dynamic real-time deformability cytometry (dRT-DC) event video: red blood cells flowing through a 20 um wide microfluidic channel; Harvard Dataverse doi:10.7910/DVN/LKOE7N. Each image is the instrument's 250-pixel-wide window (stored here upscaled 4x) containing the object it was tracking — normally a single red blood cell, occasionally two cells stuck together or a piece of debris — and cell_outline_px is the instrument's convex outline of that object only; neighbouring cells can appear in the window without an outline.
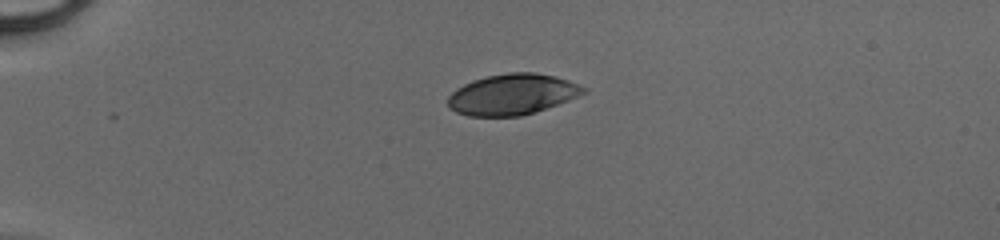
{"species": "human", "species_latin": "Homo sapiens", "temperature_condition": "cold", "stored_images_in_passage": 37, "camera_frame_rate_fps": 3000, "um_per_image_px": 0.085, "donor": {"sex": "male"}, "frame": {"image": 1, "passage_image": 1, "time_ms": 0.0, "image_size_px": [1000, 240], "cell_outline_px": [[588, 92], [568, 100], [520, 116], [468, 116], [456, 112], [448, 108], [448, 96], [456, 88], [472, 80], [488, 76], [508, 72], [536, 72], [568, 80], [580, 84], [588, 88]], "centroid_in_image_um": [43.53, 8.01], "position_along_channel_um": 41.5, "area_um2": 32.19}}
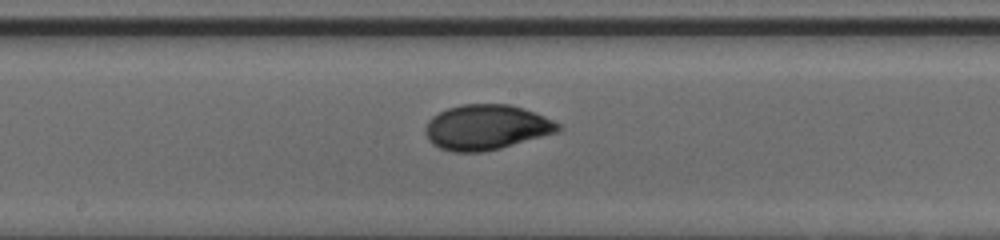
{"frame": {"image": 2, "passage_image": 16, "time_ms": 5.0, "image_size_px": [1000, 240], "cell_outline_px": [[564, 128], [560, 132], [500, 148], [484, 152], [452, 152], [440, 148], [432, 144], [428, 140], [424, 132], [424, 128], [428, 120], [432, 116], [448, 108], [460, 104], [508, 104], [524, 108], [544, 116], [560, 124]], "centroid_in_image_um": [41.34, 10.82], "position_along_channel_um": 206.9, "area_um2": 35.26}}
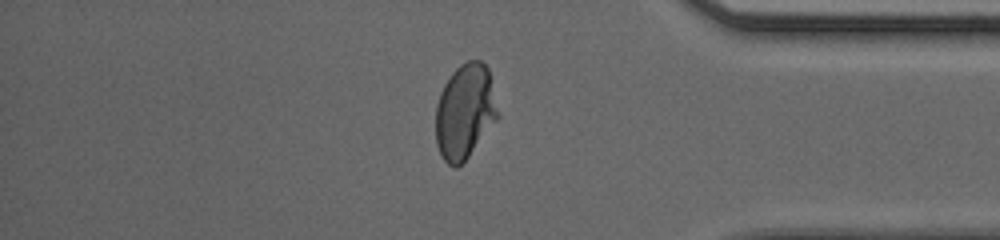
{"frame": {"image": 3, "passage_image": 30, "time_ms": 9.667, "image_size_px": [1000, 240], "cell_outline_px": [[500, 116], [468, 156], [456, 168], [452, 168], [440, 156], [436, 144], [436, 104], [440, 92], [444, 84], [452, 72], [460, 64], [468, 60], [480, 60], [488, 68]], "centroid_in_image_um": [39.51, 9.48], "position_along_channel_um": 395.7, "area_um2": 34.45}}